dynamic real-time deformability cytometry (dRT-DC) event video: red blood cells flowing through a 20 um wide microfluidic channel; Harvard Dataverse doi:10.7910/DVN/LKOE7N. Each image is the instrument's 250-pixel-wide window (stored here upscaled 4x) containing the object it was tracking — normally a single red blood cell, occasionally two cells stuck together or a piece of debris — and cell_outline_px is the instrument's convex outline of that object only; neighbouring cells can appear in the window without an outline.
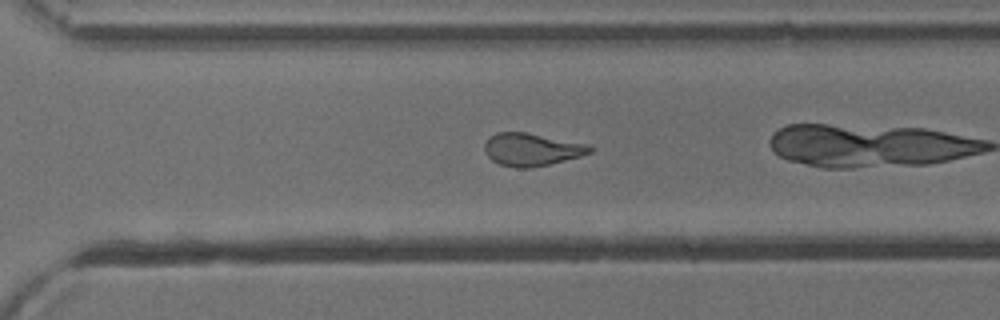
{"species": "common noctule bat (a hibernating species)", "species_latin": "Nyctalus noctula", "temperature_condition": "cold", "stored_images_in_passage": 35, "camera_frame_rate_fps": 3000, "um_per_image_px": 0.085, "animal": {"sex": "male", "body_mass_g": 13.3}, "frame": {"image": 1, "passage_image": 30, "time_ms": 9.667, "image_size_px": [1000, 320], "cell_outline_px": [[592, 152], [580, 156], [532, 168], [516, 168], [500, 164], [492, 160], [484, 152], [484, 144], [496, 132], [528, 132], [588, 144], [592, 148]], "centroid_in_image_um": [45.18, 12.7], "position_along_channel_um": 325.4, "area_um2": 20.0}}